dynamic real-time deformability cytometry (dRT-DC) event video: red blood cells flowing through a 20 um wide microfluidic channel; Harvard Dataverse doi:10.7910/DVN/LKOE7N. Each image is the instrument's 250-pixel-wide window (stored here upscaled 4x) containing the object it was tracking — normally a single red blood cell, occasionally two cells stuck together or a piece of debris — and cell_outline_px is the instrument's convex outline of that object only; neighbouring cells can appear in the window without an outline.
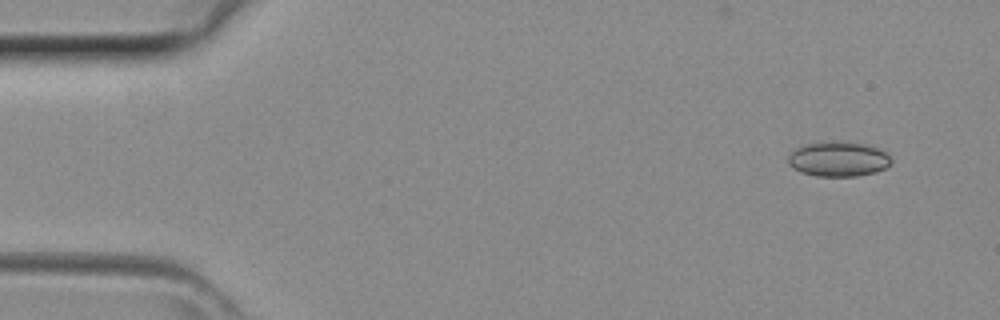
{"species": "common noctule bat (a hibernating species)", "species_latin": "Nyctalus noctula", "temperature_condition": "room temperature", "stored_images_in_passage": 40, "camera_frame_rate_fps": 3000, "um_per_image_px": 0.085, "animal": {"sex": "female", "body_mass_g": 29.2, "forearm_length_mm": 56.3}, "frame": {"image": 1, "passage_image": 1, "time_ms": 0.0, "image_size_px": [1000, 320], "cell_outline_px": [[892, 164], [876, 172], [856, 176], [816, 176], [800, 172], [792, 168], [788, 164], [788, 156], [796, 148], [804, 144], [828, 140], [844, 140], [872, 144], [888, 152], [892, 160]], "centroid_in_image_um": [71.3, 13.48], "position_along_channel_um": 13.7, "area_um2": 21.79}}
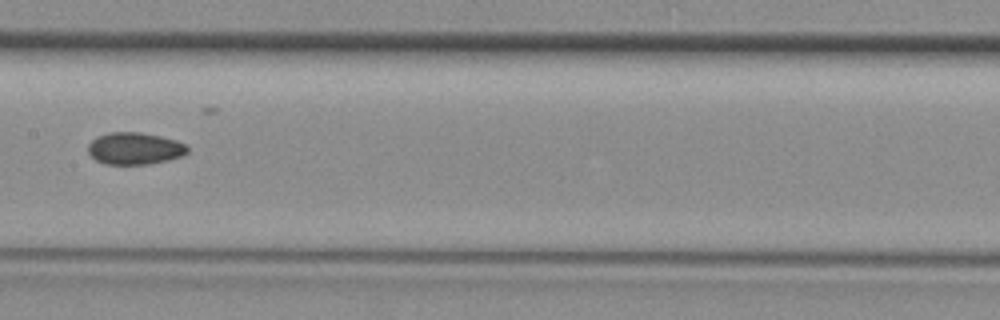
{"frame": {"image": 2, "passage_image": 19, "time_ms": 6.0, "image_size_px": [1000, 320], "cell_outline_px": [[188, 152], [184, 156], [168, 160], [148, 164], [104, 164], [96, 160], [88, 152], [88, 144], [96, 136], [108, 132], [140, 132], [160, 136], [176, 140], [188, 144]], "centroid_in_image_um": [11.47, 12.61], "position_along_channel_um": 195.9, "area_um2": 18.79}}
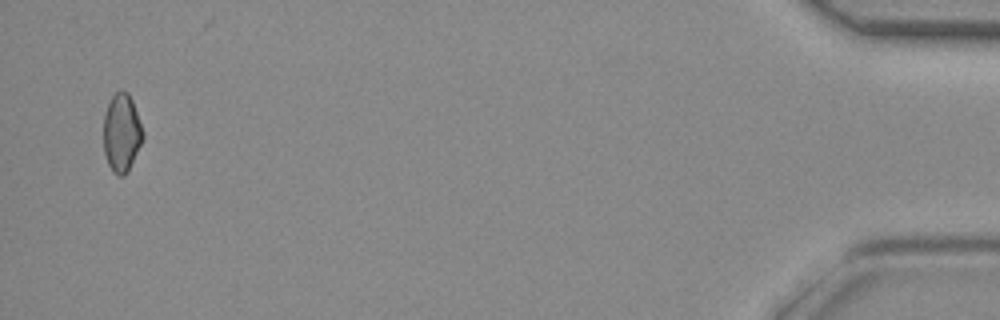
{"frame": {"image": 3, "passage_image": 39, "time_ms": 12.667, "image_size_px": [1000, 320], "cell_outline_px": [[144, 136], [128, 172], [124, 176], [116, 176], [112, 172], [108, 164], [104, 152], [104, 112], [112, 96], [120, 88], [128, 92], [132, 100], [144, 132]], "centroid_in_image_um": [10.34, 11.29], "position_along_channel_um": 424.9, "area_um2": 18.09}}